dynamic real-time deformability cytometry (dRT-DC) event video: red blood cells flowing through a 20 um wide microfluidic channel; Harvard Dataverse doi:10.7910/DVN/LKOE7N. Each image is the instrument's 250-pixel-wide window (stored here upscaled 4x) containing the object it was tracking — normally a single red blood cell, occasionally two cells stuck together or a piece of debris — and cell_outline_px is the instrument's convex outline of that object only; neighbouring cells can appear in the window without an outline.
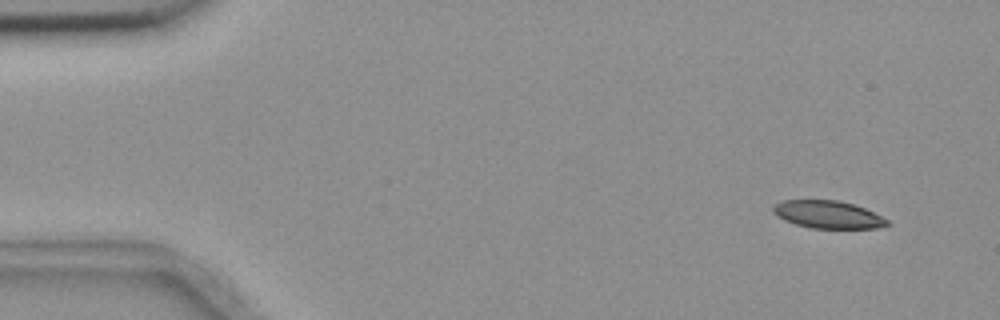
{"species": "common noctule bat (a hibernating species)", "species_latin": "Nyctalus noctula", "temperature_condition": "room temperature", "stored_images_in_passage": 8, "camera_frame_rate_fps": 3000, "um_per_image_px": 0.085, "animal": {"sex": "female", "body_mass_g": 18.4}, "frame": {"image": 1, "passage_image": 1, "time_ms": 0.0, "image_size_px": [1000, 320], "cell_outline_px": [[892, 224], [876, 228], [812, 228], [796, 224], [784, 220], [776, 216], [772, 212], [772, 208], [776, 204], [784, 200], [840, 200], [864, 208], [888, 220]], "centroid_in_image_um": [70.36, 18.23], "position_along_channel_um": 14.6, "area_um2": 18.26}}
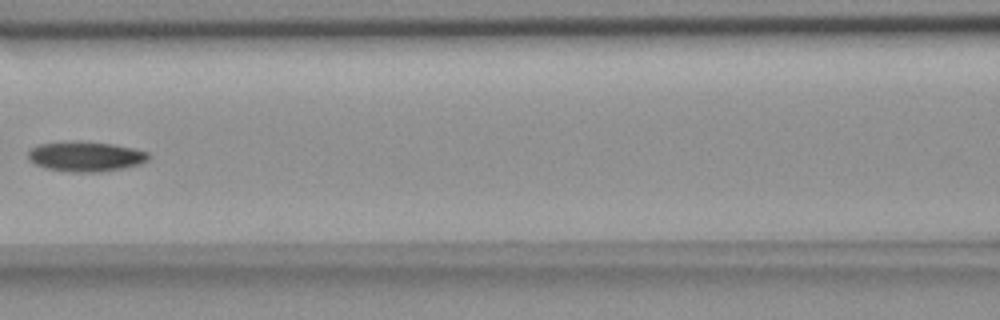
{"frame": {"image": 2, "passage_image": 7, "time_ms": 7.0, "image_size_px": [1000, 320], "cell_outline_px": [[152, 156], [148, 160], [140, 164], [124, 168], [100, 172], [68, 172], [48, 168], [36, 164], [28, 160], [28, 152], [32, 148], [40, 144], [80, 140], [112, 144], [132, 148], [148, 152]], "centroid_in_image_um": [7.31, 13.3], "position_along_channel_um": 159.3, "area_um2": 21.15}}
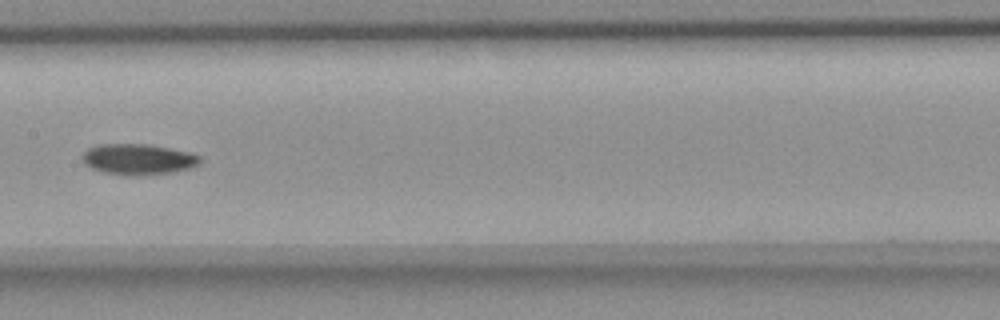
{"frame": {"image": 3, "passage_image": 8, "time_ms": 8.0, "image_size_px": [1000, 320], "cell_outline_px": [[200, 164], [192, 168], [172, 172], [140, 176], [132, 176], [104, 172], [92, 168], [84, 164], [80, 160], [80, 156], [88, 148], [96, 144], [148, 144], [188, 152], [200, 156]], "centroid_in_image_um": [11.71, 13.54], "position_along_channel_um": 195.7, "area_um2": 21.33}}